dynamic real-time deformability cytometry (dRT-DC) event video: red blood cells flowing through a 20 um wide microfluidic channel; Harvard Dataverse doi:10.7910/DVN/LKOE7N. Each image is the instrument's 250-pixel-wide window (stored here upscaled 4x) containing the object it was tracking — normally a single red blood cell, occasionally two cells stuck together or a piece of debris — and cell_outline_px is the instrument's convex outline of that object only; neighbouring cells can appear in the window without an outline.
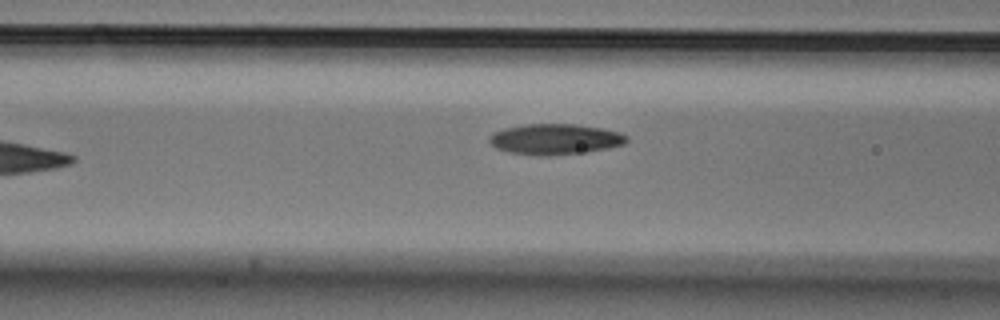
{"species": "Egyptian fruit bat (a non-hibernating species)", "species_latin": "Rousettus aegyptiacus", "temperature_condition": "cold", "stored_images_in_passage": 6, "camera_frame_rate_fps": 3000, "um_per_image_px": 0.085, "animal": {"sex": "male"}, "frame": {"image": 1, "passage_image": 5, "time_ms": 1.333, "image_size_px": [1000, 320], "cell_outline_px": [[628, 140], [624, 144], [608, 148], [584, 152], [548, 156], [536, 156], [508, 152], [496, 148], [488, 140], [488, 136], [492, 132], [504, 128], [524, 124], [576, 124], [600, 128], [620, 132], [628, 136]], "centroid_in_image_um": [47.15, 11.83], "position_along_channel_um": 119.5, "area_um2": 24.74}}